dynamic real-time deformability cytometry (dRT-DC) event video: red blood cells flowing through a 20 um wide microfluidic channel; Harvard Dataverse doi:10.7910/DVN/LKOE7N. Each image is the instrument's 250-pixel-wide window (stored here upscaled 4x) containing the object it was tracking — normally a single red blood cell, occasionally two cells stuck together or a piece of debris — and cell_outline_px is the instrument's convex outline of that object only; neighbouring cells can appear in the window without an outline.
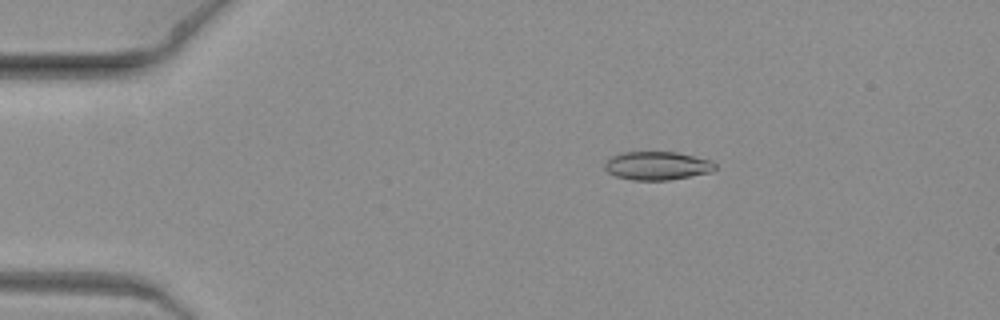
{"species": "common noctule bat (a hibernating species)", "species_latin": "Nyctalus noctula", "temperature_condition": "warm", "stored_images_in_passage": 8, "camera_frame_rate_fps": 3000, "um_per_image_px": 0.085, "animal": {"sex": "female", "body_mass_g": 19.3, "forearm_length_mm": 54.1}, "frame": {"image": 1, "passage_image": 4, "time_ms": 1.0, "image_size_px": [1000, 320], "cell_outline_px": [[716, 168], [712, 172], [668, 180], [632, 180], [616, 176], [608, 172], [604, 168], [604, 164], [612, 156], [624, 152], [676, 152], [712, 160], [716, 164]], "centroid_in_image_um": [55.88, 14.09], "position_along_channel_um": 29.1, "area_um2": 18.26}}
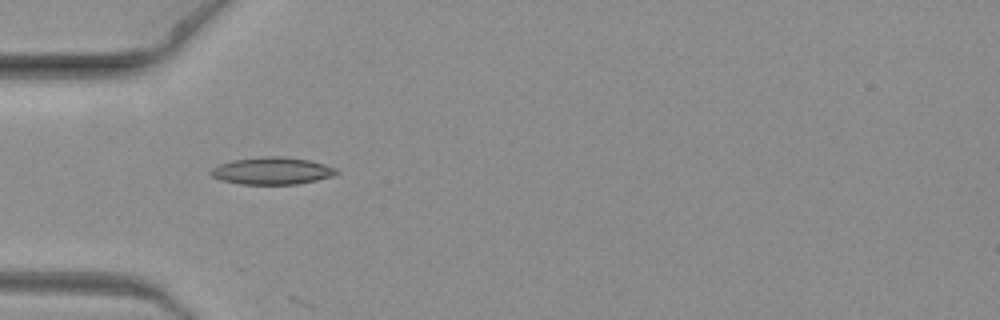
{"frame": {"image": 2, "passage_image": 7, "time_ms": 2.0, "image_size_px": [1000, 320], "cell_outline_px": [[340, 172], [332, 176], [316, 180], [296, 184], [240, 184], [220, 180], [212, 176], [208, 172], [212, 168], [220, 164], [232, 160], [264, 156], [284, 156], [308, 160], [324, 164], [336, 168]], "centroid_in_image_um": [23.11, 14.52], "position_along_channel_um": 61.9, "area_um2": 19.94}}
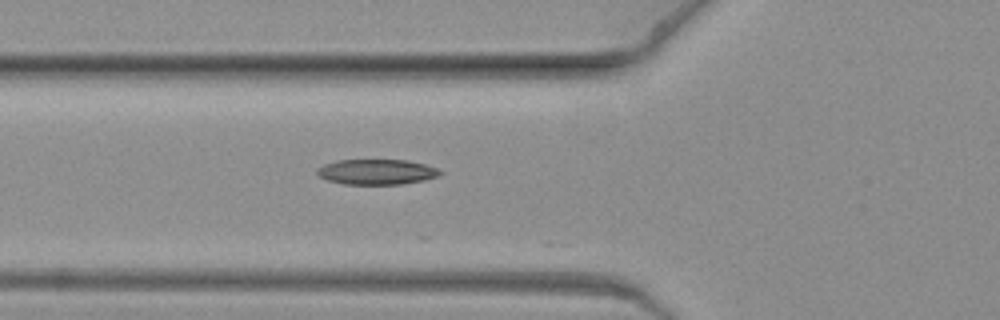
{"frame": {"image": 3, "passage_image": 8, "time_ms": 2.333, "image_size_px": [1000, 320], "cell_outline_px": [[444, 172], [440, 176], [424, 180], [404, 184], [344, 184], [328, 180], [320, 176], [316, 172], [316, 168], [324, 164], [340, 160], [408, 160], [424, 164], [436, 168]], "centroid_in_image_um": [32.04, 14.61], "position_along_channel_um": 93.8, "area_um2": 18.15}}